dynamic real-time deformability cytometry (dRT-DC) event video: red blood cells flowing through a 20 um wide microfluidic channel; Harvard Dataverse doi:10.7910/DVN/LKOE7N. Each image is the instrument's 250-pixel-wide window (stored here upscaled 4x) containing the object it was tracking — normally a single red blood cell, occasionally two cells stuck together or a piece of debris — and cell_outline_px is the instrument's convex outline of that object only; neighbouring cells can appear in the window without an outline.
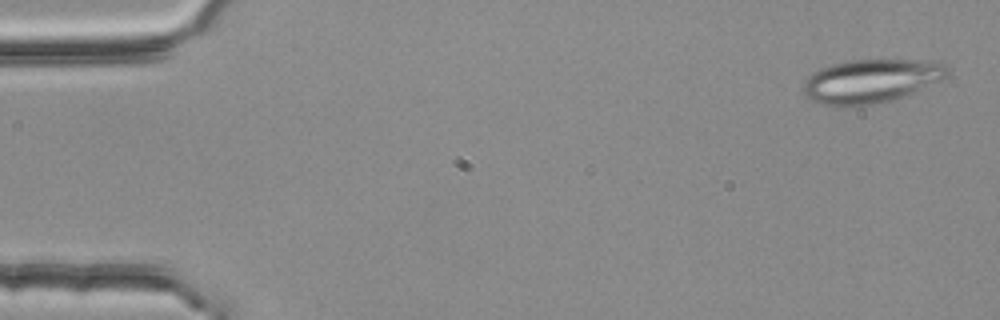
{"species": "common noctule bat (a hibernating species)", "species_latin": "Nyctalus noctula", "temperature_condition": "room temperature", "stored_images_in_passage": 3, "camera_frame_rate_fps": 3000, "um_per_image_px": 0.085, "animal": {"sex": "female", "body_mass_g": 25.1}, "frame": {"image": 1, "passage_image": 1, "time_ms": 0.0, "image_size_px": [1000, 320], "cell_outline_px": [[948, 72], [940, 80], [900, 96], [888, 100], [852, 108], [832, 108], [808, 100], [804, 96], [804, 84], [808, 76], [812, 72], [820, 68], [832, 64], [852, 60], [928, 60], [944, 64], [948, 68]], "centroid_in_image_um": [73.91, 6.91], "position_along_channel_um": 11.1, "area_um2": 36.65}}